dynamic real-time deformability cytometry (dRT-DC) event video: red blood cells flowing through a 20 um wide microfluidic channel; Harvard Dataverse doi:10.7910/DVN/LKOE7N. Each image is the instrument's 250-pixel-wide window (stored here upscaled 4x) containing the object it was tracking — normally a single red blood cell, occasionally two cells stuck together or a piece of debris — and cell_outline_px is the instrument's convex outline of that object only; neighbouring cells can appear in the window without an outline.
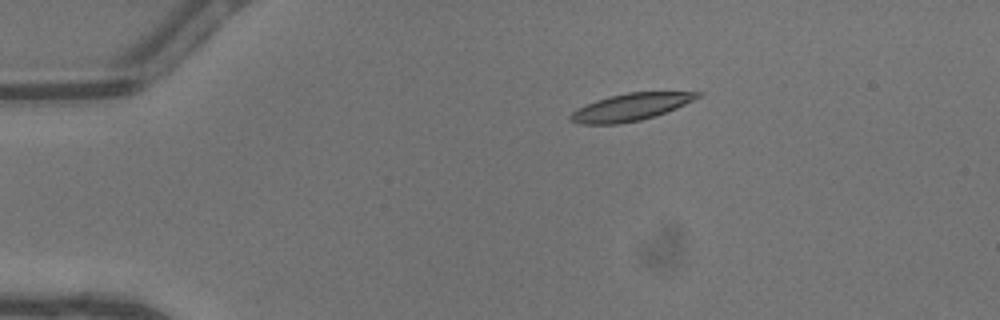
{"species": "common noctule bat (a hibernating species)", "species_latin": "Nyctalus noctula", "temperature_condition": "warm", "stored_images_in_passage": 38, "camera_frame_rate_fps": 3000, "um_per_image_px": 0.085, "animal": {"sex": "male", "body_mass_g": 13.3}, "frame": {"image": 1, "passage_image": 1, "time_ms": 0.0, "image_size_px": [1000, 320], "cell_outline_px": [[704, 92], [700, 96], [676, 108], [656, 116], [640, 120], [620, 124], [580, 124], [568, 120], [568, 116], [576, 108], [596, 100], [628, 92]], "centroid_in_image_um": [53.55, 9.11], "position_along_channel_um": 31.5, "area_um2": 20.06}}
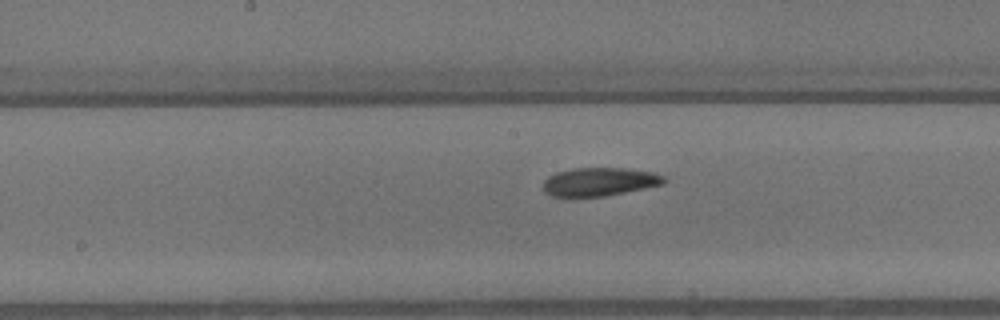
{"frame": {"image": 2, "passage_image": 16, "time_ms": 5.0, "image_size_px": [1000, 320], "cell_outline_px": [[668, 180], [664, 184], [604, 196], [572, 200], [552, 196], [544, 192], [544, 180], [548, 176], [556, 172], [572, 168], [624, 168], [652, 172], [664, 176]], "centroid_in_image_um": [50.88, 15.49], "position_along_channel_um": 197.3, "area_um2": 20.63}}
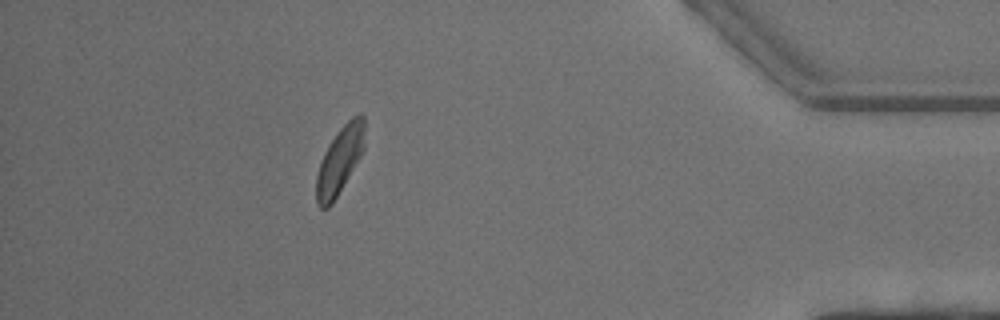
{"frame": {"image": 3, "passage_image": 33, "time_ms": 10.667, "image_size_px": [1000, 320], "cell_outline_px": [[364, 152], [332, 204], [328, 208], [320, 208], [316, 204], [316, 176], [324, 152], [340, 128], [352, 116], [360, 112], [364, 116]], "centroid_in_image_um": [28.89, 13.64], "position_along_channel_um": 406.3, "area_um2": 18.96}, "authors_computed_cell_mechanics": {"area_um2": 19.941, "velocity_mm_per_s": 4.5419, "shape_relaxation_time_tau1_ms": 3.8839, "shape_relaxation_time_tau2_ms": 5.1123, "deformation_change_tau1": 0.1501, "deformation_change_tau2": 0.1447}}